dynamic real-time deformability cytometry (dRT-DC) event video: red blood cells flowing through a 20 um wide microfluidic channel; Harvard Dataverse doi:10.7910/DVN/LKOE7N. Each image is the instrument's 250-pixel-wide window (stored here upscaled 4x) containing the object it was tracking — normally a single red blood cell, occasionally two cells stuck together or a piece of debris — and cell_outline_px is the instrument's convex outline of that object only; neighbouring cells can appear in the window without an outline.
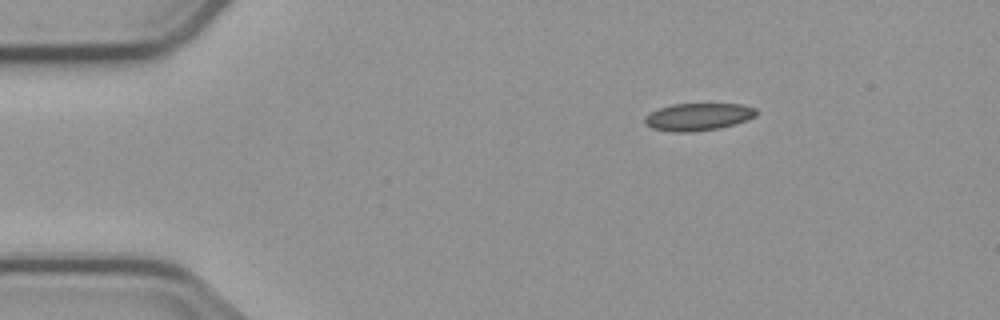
{"species": "common noctule bat (a hibernating species)", "species_latin": "Nyctalus noctula", "temperature_condition": "cold", "stored_images_in_passage": 4, "segment_of_instrument_passage": [1, 2], "camera_frame_rate_fps": 3000, "um_per_image_px": 0.085, "animal": {"sex": "male", "body_mass_g": 23.1, "forearm_length_mm": 52.7}, "frame": {"image": 1, "passage_image": 1, "time_ms": 0.0, "image_size_px": [1000, 320], "cell_outline_px": [[756, 116], [720, 128], [692, 132], [676, 132], [652, 128], [644, 120], [652, 112], [660, 108], [672, 104], [744, 104], [756, 108]], "centroid_in_image_um": [59.38, 9.92], "position_along_channel_um": 25.6, "area_um2": 17.46}}